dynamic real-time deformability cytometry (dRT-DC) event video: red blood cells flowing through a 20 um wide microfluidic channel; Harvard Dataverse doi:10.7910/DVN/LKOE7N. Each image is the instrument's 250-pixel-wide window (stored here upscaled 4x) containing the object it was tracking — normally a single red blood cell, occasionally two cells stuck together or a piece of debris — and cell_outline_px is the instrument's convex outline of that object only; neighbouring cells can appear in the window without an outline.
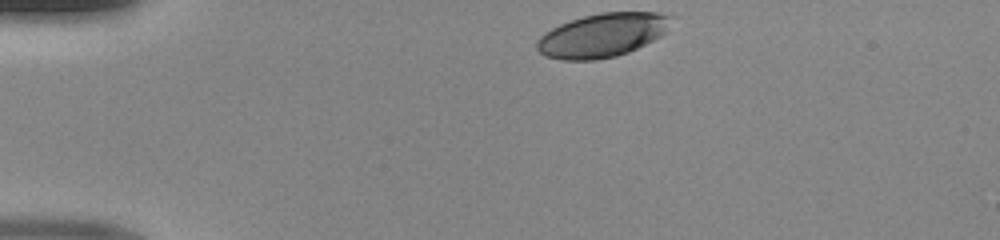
{"species": "human", "species_latin": "Homo sapiens", "temperature_condition": "room temperature", "stored_images_in_passage": 32, "camera_frame_rate_fps": 3000, "um_per_image_px": 0.085, "donor": {"sex": "male"}, "frame": {"image": 1, "passage_image": 1, "time_ms": 0.0, "image_size_px": [1000, 240], "cell_outline_px": [[672, 16], [668, 32], [628, 52], [616, 56], [596, 60], [560, 60], [544, 56], [536, 48], [536, 40], [544, 32], [560, 24], [584, 16], [600, 12], [656, 12]], "centroid_in_image_um": [51.18, 2.99], "position_along_channel_um": 33.8, "area_um2": 34.33}}
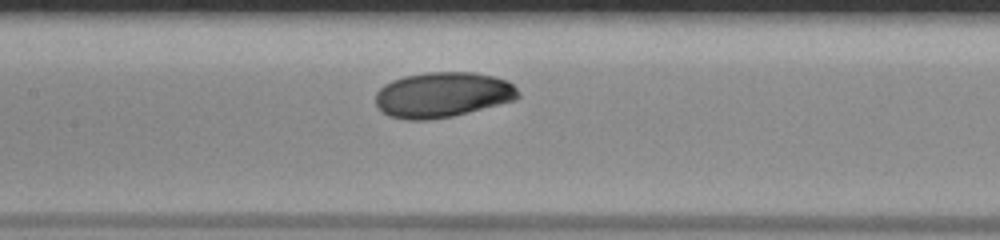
{"frame": {"image": 2, "passage_image": 15, "time_ms": 4.667, "image_size_px": [1000, 240], "cell_outline_px": [[520, 96], [516, 100], [452, 116], [428, 120], [404, 120], [388, 116], [376, 104], [376, 92], [384, 84], [392, 80], [404, 76], [428, 72], [472, 72], [492, 76], [508, 80], [520, 92]], "centroid_in_image_um": [37.62, 8.05], "position_along_channel_um": 169.8, "area_um2": 37.74}}
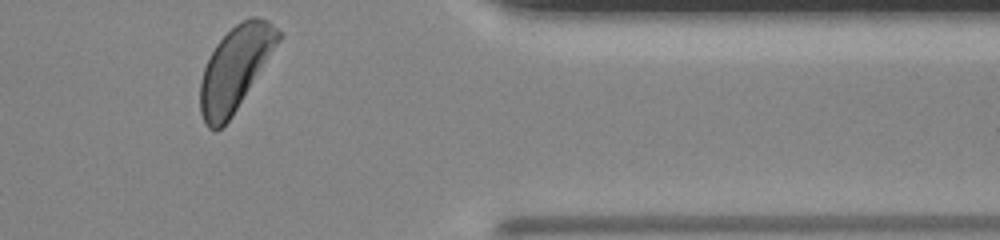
{"frame": {"image": 3, "passage_image": 32, "time_ms": 10.333, "image_size_px": [1000, 240], "cell_outline_px": [[280, 40], [232, 116], [216, 132], [208, 128], [204, 124], [200, 112], [200, 80], [204, 68], [216, 44], [236, 24], [248, 16], [256, 16], [268, 20], [280, 32]], "centroid_in_image_um": [19.97, 5.83], "position_along_channel_um": 391.4, "area_um2": 37.57}}